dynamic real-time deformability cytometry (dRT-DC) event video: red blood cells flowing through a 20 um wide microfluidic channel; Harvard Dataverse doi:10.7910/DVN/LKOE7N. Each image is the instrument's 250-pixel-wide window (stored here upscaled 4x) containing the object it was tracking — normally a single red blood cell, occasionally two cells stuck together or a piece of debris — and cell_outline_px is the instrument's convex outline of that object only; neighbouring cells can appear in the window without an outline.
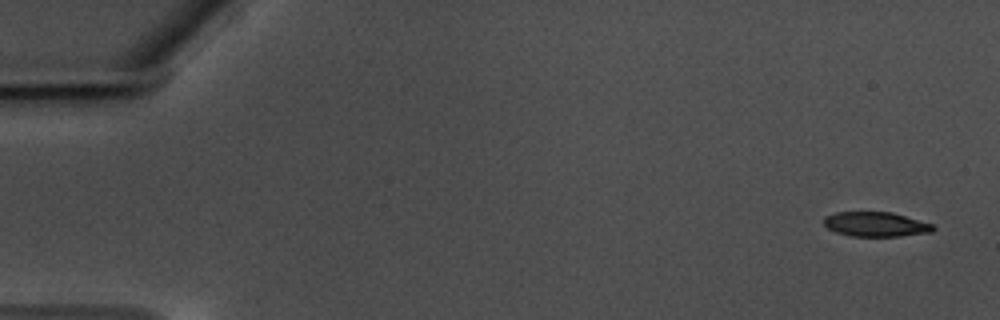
{"species": "common noctule bat (a hibernating species)", "species_latin": "Nyctalus noctula", "temperature_condition": "warm", "stored_images_in_passage": 53, "camera_frame_rate_fps": 3000, "um_per_image_px": 0.085, "animal": {"sex": "male", "body_mass_g": 17.5, "forearm_length_mm": 52.3}, "frame": {"image": 1, "passage_image": 1, "time_ms": 0.0, "image_size_px": [1000, 320], "cell_outline_px": [[936, 228], [932, 232], [900, 236], [852, 236], [836, 232], [828, 228], [824, 224], [824, 216], [836, 212], [892, 212], [932, 224]], "centroid_in_image_um": [74.43, 19.06], "position_along_channel_um": 10.6, "area_um2": 15.61}}
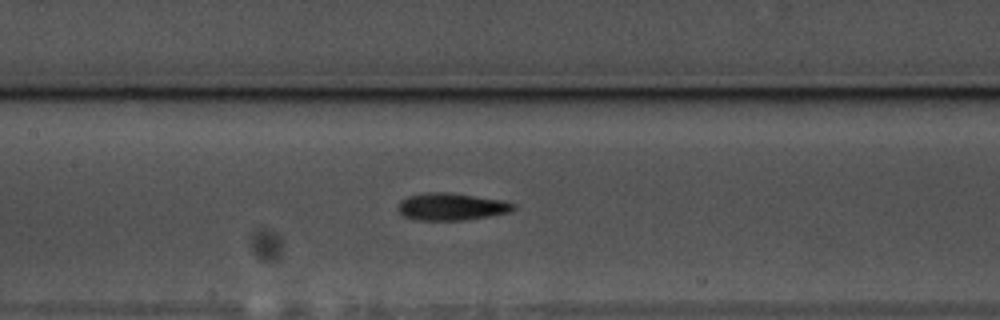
{"frame": {"image": 2, "passage_image": 27, "time_ms": 8.667, "image_size_px": [1000, 320], "cell_outline_px": [[516, 208], [508, 212], [488, 216], [464, 220], [416, 220], [404, 216], [396, 208], [400, 200], [408, 196], [424, 192], [452, 192], [500, 200], [516, 204]], "centroid_in_image_um": [38.32, 17.56], "position_along_channel_um": 169.1, "area_um2": 18.38}}
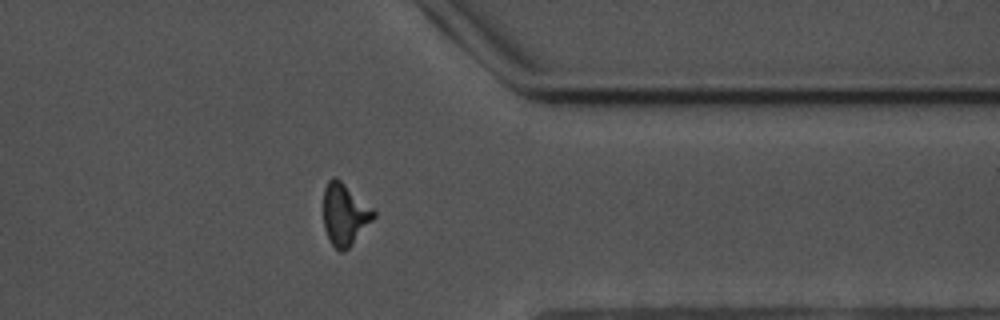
{"frame": {"image": 3, "passage_image": 46, "time_ms": 15.0, "image_size_px": [1000, 320], "cell_outline_px": [[376, 216], [352, 244], [344, 252], [340, 252], [332, 244], [324, 228], [324, 188], [328, 180], [332, 176], [336, 176], [372, 208], [376, 212]], "centroid_in_image_um": [29.29, 18.21], "position_along_channel_um": 382.1, "area_um2": 17.92}}